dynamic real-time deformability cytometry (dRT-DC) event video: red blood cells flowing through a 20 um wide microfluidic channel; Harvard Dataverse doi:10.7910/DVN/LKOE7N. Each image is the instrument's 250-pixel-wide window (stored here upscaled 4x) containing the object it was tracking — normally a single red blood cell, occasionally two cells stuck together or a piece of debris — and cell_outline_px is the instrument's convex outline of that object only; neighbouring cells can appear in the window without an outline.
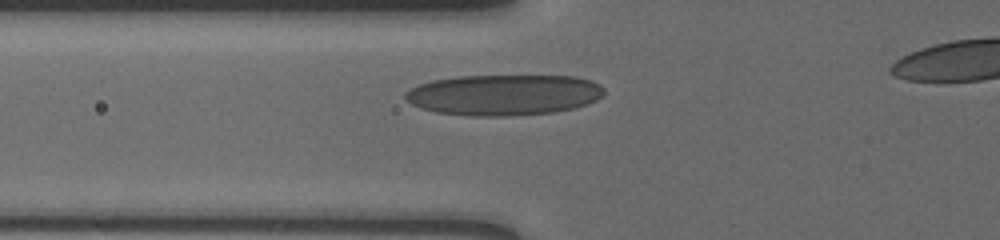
{"species": "human", "species_latin": "Homo sapiens", "temperature_condition": "cold", "stored_images_in_passage": 5, "segment_of_instrument_passage": [1, 2], "camera_frame_rate_fps": 3000, "um_per_image_px": 0.085, "donor": {"sex": "male"}, "frame": {"image": 1, "passage_image": 4, "time_ms": 1.0, "image_size_px": [1000, 240], "cell_outline_px": [[604, 92], [596, 100], [588, 104], [576, 108], [552, 112], [508, 116], [472, 116], [436, 112], [420, 108], [412, 104], [404, 96], [404, 92], [408, 88], [432, 80], [460, 76], [576, 76], [592, 80], [600, 84], [604, 88]], "centroid_in_image_um": [42.83, 8.06], "position_along_channel_um": 83.0, "area_um2": 47.51}}